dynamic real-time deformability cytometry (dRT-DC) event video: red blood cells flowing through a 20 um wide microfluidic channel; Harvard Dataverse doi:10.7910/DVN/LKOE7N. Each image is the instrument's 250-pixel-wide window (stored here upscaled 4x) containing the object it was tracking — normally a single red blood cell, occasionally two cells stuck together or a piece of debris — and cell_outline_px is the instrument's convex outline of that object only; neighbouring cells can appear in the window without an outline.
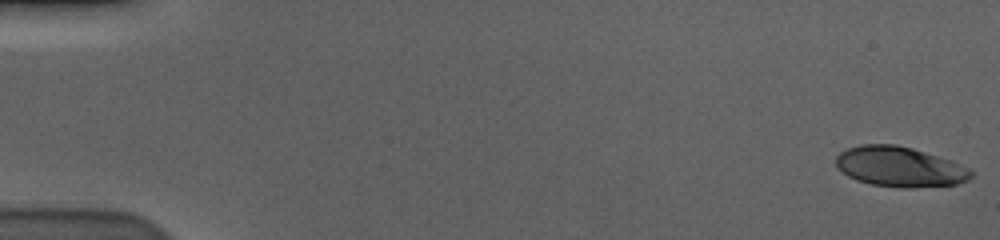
{"species": "human", "species_latin": "Homo sapiens", "temperature_condition": "cold", "stored_images_in_passage": 58, "camera_frame_rate_fps": 3000, "um_per_image_px": 0.085, "donor": {"sex": "male"}, "frame": {"image": 1, "passage_image": 1, "time_ms": 0.0, "image_size_px": [1000, 240], "cell_outline_px": [[972, 176], [968, 180], [956, 184], [912, 188], [900, 188], [872, 184], [856, 180], [848, 176], [836, 164], [836, 156], [840, 152], [848, 148], [860, 144], [896, 144], [912, 148], [952, 160], [968, 168], [972, 172]], "centroid_in_image_um": [76.48, 14.17], "position_along_channel_um": 8.5, "area_um2": 31.56}}
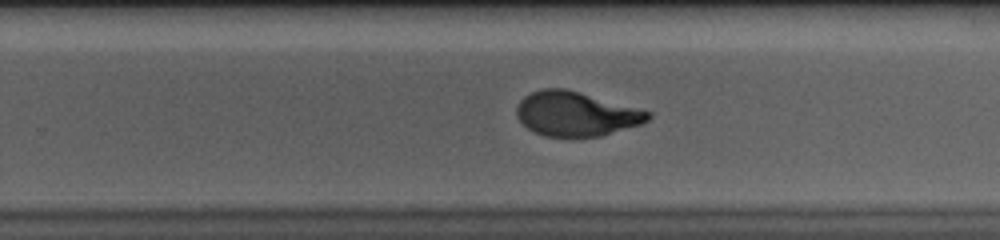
{"frame": {"image": 2, "passage_image": 38, "time_ms": 12.333, "image_size_px": [1000, 240], "cell_outline_px": [[652, 116], [648, 120], [640, 124], [600, 136], [544, 136], [528, 128], [516, 116], [516, 108], [520, 100], [524, 96], [532, 92], [544, 88], [564, 88], [580, 92], [652, 112]], "centroid_in_image_um": [48.95, 9.67], "position_along_channel_um": 280.9, "area_um2": 33.64}}
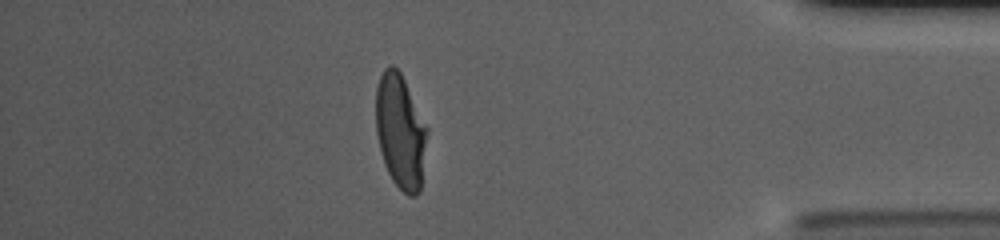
{"frame": {"image": 3, "passage_image": 51, "time_ms": 16.667, "image_size_px": [1000, 240], "cell_outline_px": [[428, 132], [420, 192], [416, 196], [408, 196], [392, 180], [384, 164], [380, 152], [376, 132], [376, 88], [380, 76], [384, 68], [388, 64], [392, 64], [400, 72], [428, 128]], "centroid_in_image_um": [34.03, 11.18], "position_along_channel_um": 401.2, "area_um2": 34.28}, "authors_computed_cell_mechanics": {"area_um2": 34.5355, "velocity_mm_per_s": 3.5759, "shape_relaxation_time_tau1_ms": 5.1621, "shape_relaxation_time_tau2_ms": 0.7753, "deformation_change_tau1": 0.2257, "deformation_change_tau2": 0.0661}}